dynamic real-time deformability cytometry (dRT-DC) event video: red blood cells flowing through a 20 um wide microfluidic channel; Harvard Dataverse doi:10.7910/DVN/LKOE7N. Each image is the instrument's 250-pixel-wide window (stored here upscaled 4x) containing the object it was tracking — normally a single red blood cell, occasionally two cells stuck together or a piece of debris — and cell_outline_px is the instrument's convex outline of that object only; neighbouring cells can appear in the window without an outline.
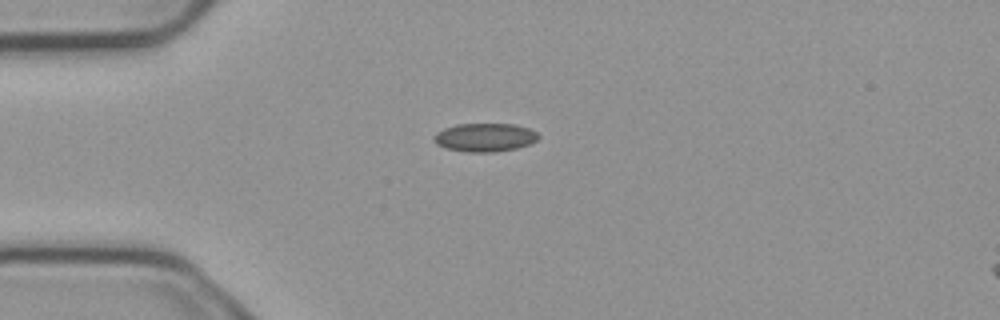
{"species": "common noctule bat (a hibernating species)", "species_latin": "Nyctalus noctula", "temperature_condition": "cold", "stored_images_in_passage": 3, "camera_frame_rate_fps": 3000, "um_per_image_px": 0.085, "animal": {"sex": "male", "body_mass_g": 23.1, "forearm_length_mm": 52.7}, "frame": {"image": 1, "passage_image": 2, "time_ms": 0.333, "image_size_px": [1000, 320], "cell_outline_px": [[540, 136], [536, 140], [528, 144], [516, 148], [496, 152], [468, 152], [448, 148], [436, 144], [432, 140], [432, 136], [436, 132], [444, 128], [456, 124], [516, 124], [528, 128], [536, 132]], "centroid_in_image_um": [41.18, 11.67], "position_along_channel_um": 43.8, "area_um2": 17.34}}